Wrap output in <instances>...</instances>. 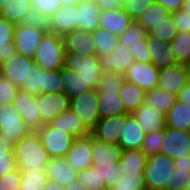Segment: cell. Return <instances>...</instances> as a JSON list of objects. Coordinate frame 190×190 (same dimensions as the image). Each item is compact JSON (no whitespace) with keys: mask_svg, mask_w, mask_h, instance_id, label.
<instances>
[{"mask_svg":"<svg viewBox=\"0 0 190 190\" xmlns=\"http://www.w3.org/2000/svg\"><path fill=\"white\" fill-rule=\"evenodd\" d=\"M37 100L42 126L70 109V98L65 93H41L37 96Z\"/></svg>","mask_w":190,"mask_h":190,"instance_id":"30bf717a","label":"cell"},{"mask_svg":"<svg viewBox=\"0 0 190 190\" xmlns=\"http://www.w3.org/2000/svg\"><path fill=\"white\" fill-rule=\"evenodd\" d=\"M159 70L152 63L134 62L124 74V79L145 91L152 90L158 87Z\"/></svg>","mask_w":190,"mask_h":190,"instance_id":"4fadbf2b","label":"cell"},{"mask_svg":"<svg viewBox=\"0 0 190 190\" xmlns=\"http://www.w3.org/2000/svg\"><path fill=\"white\" fill-rule=\"evenodd\" d=\"M13 106L21 114L22 119L33 131L42 127V120L38 109L37 96L19 88L14 98Z\"/></svg>","mask_w":190,"mask_h":190,"instance_id":"5bb4252c","label":"cell"},{"mask_svg":"<svg viewBox=\"0 0 190 190\" xmlns=\"http://www.w3.org/2000/svg\"><path fill=\"white\" fill-rule=\"evenodd\" d=\"M99 93L90 89L70 99V109L80 118L84 126L91 132L99 121Z\"/></svg>","mask_w":190,"mask_h":190,"instance_id":"277c9868","label":"cell"},{"mask_svg":"<svg viewBox=\"0 0 190 190\" xmlns=\"http://www.w3.org/2000/svg\"><path fill=\"white\" fill-rule=\"evenodd\" d=\"M190 184V168L175 166L171 182H167L165 190H186Z\"/></svg>","mask_w":190,"mask_h":190,"instance_id":"681fc988","label":"cell"},{"mask_svg":"<svg viewBox=\"0 0 190 190\" xmlns=\"http://www.w3.org/2000/svg\"><path fill=\"white\" fill-rule=\"evenodd\" d=\"M177 100V96L160 88L146 91V102L148 105L167 113Z\"/></svg>","mask_w":190,"mask_h":190,"instance_id":"e575fe53","label":"cell"},{"mask_svg":"<svg viewBox=\"0 0 190 190\" xmlns=\"http://www.w3.org/2000/svg\"><path fill=\"white\" fill-rule=\"evenodd\" d=\"M48 20L49 32L59 36L77 29V4L61 5Z\"/></svg>","mask_w":190,"mask_h":190,"instance_id":"d6986e66","label":"cell"},{"mask_svg":"<svg viewBox=\"0 0 190 190\" xmlns=\"http://www.w3.org/2000/svg\"><path fill=\"white\" fill-rule=\"evenodd\" d=\"M97 0H77L78 3H86V2H96Z\"/></svg>","mask_w":190,"mask_h":190,"instance_id":"89a4df30","label":"cell"},{"mask_svg":"<svg viewBox=\"0 0 190 190\" xmlns=\"http://www.w3.org/2000/svg\"><path fill=\"white\" fill-rule=\"evenodd\" d=\"M48 181L47 170H21L19 190H42Z\"/></svg>","mask_w":190,"mask_h":190,"instance_id":"74e56055","label":"cell"},{"mask_svg":"<svg viewBox=\"0 0 190 190\" xmlns=\"http://www.w3.org/2000/svg\"><path fill=\"white\" fill-rule=\"evenodd\" d=\"M120 96L127 113H133L146 102V91L127 80L123 82Z\"/></svg>","mask_w":190,"mask_h":190,"instance_id":"f546056e","label":"cell"},{"mask_svg":"<svg viewBox=\"0 0 190 190\" xmlns=\"http://www.w3.org/2000/svg\"><path fill=\"white\" fill-rule=\"evenodd\" d=\"M186 190H190V184L187 186Z\"/></svg>","mask_w":190,"mask_h":190,"instance_id":"753ad0ef","label":"cell"},{"mask_svg":"<svg viewBox=\"0 0 190 190\" xmlns=\"http://www.w3.org/2000/svg\"><path fill=\"white\" fill-rule=\"evenodd\" d=\"M99 27L114 34H122L133 22L123 8L101 11Z\"/></svg>","mask_w":190,"mask_h":190,"instance_id":"d4e9b609","label":"cell"},{"mask_svg":"<svg viewBox=\"0 0 190 190\" xmlns=\"http://www.w3.org/2000/svg\"><path fill=\"white\" fill-rule=\"evenodd\" d=\"M170 43L176 63L186 65L190 61V32H178Z\"/></svg>","mask_w":190,"mask_h":190,"instance_id":"ab89813d","label":"cell"},{"mask_svg":"<svg viewBox=\"0 0 190 190\" xmlns=\"http://www.w3.org/2000/svg\"><path fill=\"white\" fill-rule=\"evenodd\" d=\"M92 134L74 138L73 144L65 158L68 164L76 171H81L93 166L91 156Z\"/></svg>","mask_w":190,"mask_h":190,"instance_id":"2e32d148","label":"cell"},{"mask_svg":"<svg viewBox=\"0 0 190 190\" xmlns=\"http://www.w3.org/2000/svg\"><path fill=\"white\" fill-rule=\"evenodd\" d=\"M46 32V30L38 27L17 24L13 39L16 51L33 59L41 39Z\"/></svg>","mask_w":190,"mask_h":190,"instance_id":"ba28073f","label":"cell"},{"mask_svg":"<svg viewBox=\"0 0 190 190\" xmlns=\"http://www.w3.org/2000/svg\"><path fill=\"white\" fill-rule=\"evenodd\" d=\"M21 89L38 96L42 93V68L35 65L28 76V84H22Z\"/></svg>","mask_w":190,"mask_h":190,"instance_id":"f907efd6","label":"cell"},{"mask_svg":"<svg viewBox=\"0 0 190 190\" xmlns=\"http://www.w3.org/2000/svg\"><path fill=\"white\" fill-rule=\"evenodd\" d=\"M14 145L11 137L0 134V177L17 168L13 155Z\"/></svg>","mask_w":190,"mask_h":190,"instance_id":"d590c367","label":"cell"},{"mask_svg":"<svg viewBox=\"0 0 190 190\" xmlns=\"http://www.w3.org/2000/svg\"><path fill=\"white\" fill-rule=\"evenodd\" d=\"M33 7L48 19L61 7V0H31Z\"/></svg>","mask_w":190,"mask_h":190,"instance_id":"9f6ffc18","label":"cell"},{"mask_svg":"<svg viewBox=\"0 0 190 190\" xmlns=\"http://www.w3.org/2000/svg\"><path fill=\"white\" fill-rule=\"evenodd\" d=\"M181 9L190 13V0H184V3Z\"/></svg>","mask_w":190,"mask_h":190,"instance_id":"003e7915","label":"cell"},{"mask_svg":"<svg viewBox=\"0 0 190 190\" xmlns=\"http://www.w3.org/2000/svg\"><path fill=\"white\" fill-rule=\"evenodd\" d=\"M96 3L100 11L123 8V0H97Z\"/></svg>","mask_w":190,"mask_h":190,"instance_id":"91938a15","label":"cell"},{"mask_svg":"<svg viewBox=\"0 0 190 190\" xmlns=\"http://www.w3.org/2000/svg\"><path fill=\"white\" fill-rule=\"evenodd\" d=\"M13 155L21 170H47L50 159L37 131L15 143Z\"/></svg>","mask_w":190,"mask_h":190,"instance_id":"6da1fadb","label":"cell"},{"mask_svg":"<svg viewBox=\"0 0 190 190\" xmlns=\"http://www.w3.org/2000/svg\"><path fill=\"white\" fill-rule=\"evenodd\" d=\"M6 0H0V7L4 4Z\"/></svg>","mask_w":190,"mask_h":190,"instance_id":"8c879c8a","label":"cell"},{"mask_svg":"<svg viewBox=\"0 0 190 190\" xmlns=\"http://www.w3.org/2000/svg\"><path fill=\"white\" fill-rule=\"evenodd\" d=\"M101 11L96 2L77 4V29L93 32L99 27Z\"/></svg>","mask_w":190,"mask_h":190,"instance_id":"83f0119b","label":"cell"},{"mask_svg":"<svg viewBox=\"0 0 190 190\" xmlns=\"http://www.w3.org/2000/svg\"><path fill=\"white\" fill-rule=\"evenodd\" d=\"M146 39L152 55V64L158 69L176 64L175 56L172 53L173 49L171 43L149 35L146 36Z\"/></svg>","mask_w":190,"mask_h":190,"instance_id":"484cf974","label":"cell"},{"mask_svg":"<svg viewBox=\"0 0 190 190\" xmlns=\"http://www.w3.org/2000/svg\"><path fill=\"white\" fill-rule=\"evenodd\" d=\"M37 133L50 158L65 157L75 138L70 133L52 127L50 124L43 125Z\"/></svg>","mask_w":190,"mask_h":190,"instance_id":"5b68a950","label":"cell"},{"mask_svg":"<svg viewBox=\"0 0 190 190\" xmlns=\"http://www.w3.org/2000/svg\"><path fill=\"white\" fill-rule=\"evenodd\" d=\"M62 40L66 53L97 55V47L93 32L75 29L63 35Z\"/></svg>","mask_w":190,"mask_h":190,"instance_id":"e0dca14e","label":"cell"},{"mask_svg":"<svg viewBox=\"0 0 190 190\" xmlns=\"http://www.w3.org/2000/svg\"><path fill=\"white\" fill-rule=\"evenodd\" d=\"M42 190H64V187L49 180Z\"/></svg>","mask_w":190,"mask_h":190,"instance_id":"03108f58","label":"cell"},{"mask_svg":"<svg viewBox=\"0 0 190 190\" xmlns=\"http://www.w3.org/2000/svg\"><path fill=\"white\" fill-rule=\"evenodd\" d=\"M93 37L96 42L98 56L111 54L119 43V35L100 27L93 31Z\"/></svg>","mask_w":190,"mask_h":190,"instance_id":"8d00e7d4","label":"cell"},{"mask_svg":"<svg viewBox=\"0 0 190 190\" xmlns=\"http://www.w3.org/2000/svg\"><path fill=\"white\" fill-rule=\"evenodd\" d=\"M135 62L152 63V55L148 44H136L130 47Z\"/></svg>","mask_w":190,"mask_h":190,"instance_id":"680465c9","label":"cell"},{"mask_svg":"<svg viewBox=\"0 0 190 190\" xmlns=\"http://www.w3.org/2000/svg\"><path fill=\"white\" fill-rule=\"evenodd\" d=\"M19 88L9 79L0 75V106L5 104L13 105Z\"/></svg>","mask_w":190,"mask_h":190,"instance_id":"db71d44e","label":"cell"},{"mask_svg":"<svg viewBox=\"0 0 190 190\" xmlns=\"http://www.w3.org/2000/svg\"><path fill=\"white\" fill-rule=\"evenodd\" d=\"M189 79L186 65L179 63L169 65L159 70L158 88L177 96Z\"/></svg>","mask_w":190,"mask_h":190,"instance_id":"7c38bea8","label":"cell"},{"mask_svg":"<svg viewBox=\"0 0 190 190\" xmlns=\"http://www.w3.org/2000/svg\"><path fill=\"white\" fill-rule=\"evenodd\" d=\"M65 53L62 36L48 31L42 37L33 59L43 69L58 70L64 67Z\"/></svg>","mask_w":190,"mask_h":190,"instance_id":"7a4b0ae2","label":"cell"},{"mask_svg":"<svg viewBox=\"0 0 190 190\" xmlns=\"http://www.w3.org/2000/svg\"><path fill=\"white\" fill-rule=\"evenodd\" d=\"M33 7L31 0H6L0 7V18L15 25L20 24L23 16Z\"/></svg>","mask_w":190,"mask_h":190,"instance_id":"d6a6232c","label":"cell"},{"mask_svg":"<svg viewBox=\"0 0 190 190\" xmlns=\"http://www.w3.org/2000/svg\"><path fill=\"white\" fill-rule=\"evenodd\" d=\"M178 34V29L174 24L172 17L168 21H158L147 30V35L154 38L162 39L166 42H171Z\"/></svg>","mask_w":190,"mask_h":190,"instance_id":"7bdbcfd3","label":"cell"},{"mask_svg":"<svg viewBox=\"0 0 190 190\" xmlns=\"http://www.w3.org/2000/svg\"><path fill=\"white\" fill-rule=\"evenodd\" d=\"M21 169L18 167L0 177V190H19Z\"/></svg>","mask_w":190,"mask_h":190,"instance_id":"11a10c76","label":"cell"},{"mask_svg":"<svg viewBox=\"0 0 190 190\" xmlns=\"http://www.w3.org/2000/svg\"><path fill=\"white\" fill-rule=\"evenodd\" d=\"M124 75L116 72L101 73L96 86V91L101 92H120L124 82Z\"/></svg>","mask_w":190,"mask_h":190,"instance_id":"f6af8a7d","label":"cell"},{"mask_svg":"<svg viewBox=\"0 0 190 190\" xmlns=\"http://www.w3.org/2000/svg\"><path fill=\"white\" fill-rule=\"evenodd\" d=\"M177 99L190 106V79L187 84L179 91Z\"/></svg>","mask_w":190,"mask_h":190,"instance_id":"6125c7cd","label":"cell"},{"mask_svg":"<svg viewBox=\"0 0 190 190\" xmlns=\"http://www.w3.org/2000/svg\"><path fill=\"white\" fill-rule=\"evenodd\" d=\"M61 78L64 84L63 93L70 99L90 89H96L99 80H87L81 73L66 67L61 68Z\"/></svg>","mask_w":190,"mask_h":190,"instance_id":"7402d4cb","label":"cell"},{"mask_svg":"<svg viewBox=\"0 0 190 190\" xmlns=\"http://www.w3.org/2000/svg\"><path fill=\"white\" fill-rule=\"evenodd\" d=\"M124 123L125 114L100 118L91 134L98 141L119 144Z\"/></svg>","mask_w":190,"mask_h":190,"instance_id":"ac0fdd59","label":"cell"},{"mask_svg":"<svg viewBox=\"0 0 190 190\" xmlns=\"http://www.w3.org/2000/svg\"><path fill=\"white\" fill-rule=\"evenodd\" d=\"M52 127L70 133L73 137H82L91 132L84 126L77 114L71 109L60 113L50 123Z\"/></svg>","mask_w":190,"mask_h":190,"instance_id":"4316f807","label":"cell"},{"mask_svg":"<svg viewBox=\"0 0 190 190\" xmlns=\"http://www.w3.org/2000/svg\"><path fill=\"white\" fill-rule=\"evenodd\" d=\"M99 116L100 118L114 117L128 114L120 96V92L99 93Z\"/></svg>","mask_w":190,"mask_h":190,"instance_id":"f1b7e54d","label":"cell"},{"mask_svg":"<svg viewBox=\"0 0 190 190\" xmlns=\"http://www.w3.org/2000/svg\"><path fill=\"white\" fill-rule=\"evenodd\" d=\"M122 152L119 144L98 141L92 135L93 166H111L120 161Z\"/></svg>","mask_w":190,"mask_h":190,"instance_id":"44dd1931","label":"cell"},{"mask_svg":"<svg viewBox=\"0 0 190 190\" xmlns=\"http://www.w3.org/2000/svg\"><path fill=\"white\" fill-rule=\"evenodd\" d=\"M64 67L81 73L87 80H99L101 76L99 56L65 53Z\"/></svg>","mask_w":190,"mask_h":190,"instance_id":"9a60e30c","label":"cell"},{"mask_svg":"<svg viewBox=\"0 0 190 190\" xmlns=\"http://www.w3.org/2000/svg\"><path fill=\"white\" fill-rule=\"evenodd\" d=\"M47 175L50 181L66 187L77 180L78 171L68 164L65 157H53L47 163Z\"/></svg>","mask_w":190,"mask_h":190,"instance_id":"603a6c76","label":"cell"},{"mask_svg":"<svg viewBox=\"0 0 190 190\" xmlns=\"http://www.w3.org/2000/svg\"><path fill=\"white\" fill-rule=\"evenodd\" d=\"M167 127L190 131V106L178 99L166 113Z\"/></svg>","mask_w":190,"mask_h":190,"instance_id":"1f68e13d","label":"cell"},{"mask_svg":"<svg viewBox=\"0 0 190 190\" xmlns=\"http://www.w3.org/2000/svg\"><path fill=\"white\" fill-rule=\"evenodd\" d=\"M64 190H86L81 183L78 182V180L72 182L68 186L64 187Z\"/></svg>","mask_w":190,"mask_h":190,"instance_id":"e7e4bbea","label":"cell"},{"mask_svg":"<svg viewBox=\"0 0 190 190\" xmlns=\"http://www.w3.org/2000/svg\"><path fill=\"white\" fill-rule=\"evenodd\" d=\"M134 62L135 59L130 48L120 42L111 54L99 56L101 73L116 72L124 75Z\"/></svg>","mask_w":190,"mask_h":190,"instance_id":"8fae6325","label":"cell"},{"mask_svg":"<svg viewBox=\"0 0 190 190\" xmlns=\"http://www.w3.org/2000/svg\"><path fill=\"white\" fill-rule=\"evenodd\" d=\"M16 25L0 18V64L10 59L16 52L13 44Z\"/></svg>","mask_w":190,"mask_h":190,"instance_id":"836d02e7","label":"cell"},{"mask_svg":"<svg viewBox=\"0 0 190 190\" xmlns=\"http://www.w3.org/2000/svg\"><path fill=\"white\" fill-rule=\"evenodd\" d=\"M62 5H74L77 4V0H61Z\"/></svg>","mask_w":190,"mask_h":190,"instance_id":"a7ac6f4b","label":"cell"},{"mask_svg":"<svg viewBox=\"0 0 190 190\" xmlns=\"http://www.w3.org/2000/svg\"><path fill=\"white\" fill-rule=\"evenodd\" d=\"M148 156L141 149L123 150L119 167L122 172L141 173L147 165Z\"/></svg>","mask_w":190,"mask_h":190,"instance_id":"4dcf8cb0","label":"cell"},{"mask_svg":"<svg viewBox=\"0 0 190 190\" xmlns=\"http://www.w3.org/2000/svg\"><path fill=\"white\" fill-rule=\"evenodd\" d=\"M187 66V70H188V73H189V76H190V61L186 64Z\"/></svg>","mask_w":190,"mask_h":190,"instance_id":"2644e50d","label":"cell"},{"mask_svg":"<svg viewBox=\"0 0 190 190\" xmlns=\"http://www.w3.org/2000/svg\"><path fill=\"white\" fill-rule=\"evenodd\" d=\"M160 153L178 158L180 155L190 154V131L166 127L161 143Z\"/></svg>","mask_w":190,"mask_h":190,"instance_id":"9c48e42d","label":"cell"},{"mask_svg":"<svg viewBox=\"0 0 190 190\" xmlns=\"http://www.w3.org/2000/svg\"><path fill=\"white\" fill-rule=\"evenodd\" d=\"M145 132L132 113L125 114L119 145L123 150L141 149Z\"/></svg>","mask_w":190,"mask_h":190,"instance_id":"cb8c5ba5","label":"cell"},{"mask_svg":"<svg viewBox=\"0 0 190 190\" xmlns=\"http://www.w3.org/2000/svg\"><path fill=\"white\" fill-rule=\"evenodd\" d=\"M108 190H147L144 172L127 173L119 177L118 183Z\"/></svg>","mask_w":190,"mask_h":190,"instance_id":"bcb514c9","label":"cell"},{"mask_svg":"<svg viewBox=\"0 0 190 190\" xmlns=\"http://www.w3.org/2000/svg\"><path fill=\"white\" fill-rule=\"evenodd\" d=\"M35 65L34 59L16 51L10 59L1 64L0 75L20 87L22 84H28L30 70Z\"/></svg>","mask_w":190,"mask_h":190,"instance_id":"52a82bcc","label":"cell"},{"mask_svg":"<svg viewBox=\"0 0 190 190\" xmlns=\"http://www.w3.org/2000/svg\"><path fill=\"white\" fill-rule=\"evenodd\" d=\"M164 130L152 131L145 134L141 150L149 157L160 153Z\"/></svg>","mask_w":190,"mask_h":190,"instance_id":"7dc6e473","label":"cell"},{"mask_svg":"<svg viewBox=\"0 0 190 190\" xmlns=\"http://www.w3.org/2000/svg\"><path fill=\"white\" fill-rule=\"evenodd\" d=\"M155 3V0H123V9L133 21H136Z\"/></svg>","mask_w":190,"mask_h":190,"instance_id":"c3c4849f","label":"cell"},{"mask_svg":"<svg viewBox=\"0 0 190 190\" xmlns=\"http://www.w3.org/2000/svg\"><path fill=\"white\" fill-rule=\"evenodd\" d=\"M48 18L40 11L32 7L24 16L20 24L24 26L38 27L43 30L49 31Z\"/></svg>","mask_w":190,"mask_h":190,"instance_id":"816d5d0a","label":"cell"},{"mask_svg":"<svg viewBox=\"0 0 190 190\" xmlns=\"http://www.w3.org/2000/svg\"><path fill=\"white\" fill-rule=\"evenodd\" d=\"M132 114L145 133L164 130L167 127L166 113L148 105L147 103L142 104Z\"/></svg>","mask_w":190,"mask_h":190,"instance_id":"ffe728a7","label":"cell"},{"mask_svg":"<svg viewBox=\"0 0 190 190\" xmlns=\"http://www.w3.org/2000/svg\"><path fill=\"white\" fill-rule=\"evenodd\" d=\"M175 161L171 157L157 153L149 156L144 169L147 190H165L167 182L172 181Z\"/></svg>","mask_w":190,"mask_h":190,"instance_id":"3957f363","label":"cell"},{"mask_svg":"<svg viewBox=\"0 0 190 190\" xmlns=\"http://www.w3.org/2000/svg\"><path fill=\"white\" fill-rule=\"evenodd\" d=\"M32 132L33 130L13 105L0 106V134L11 137L14 143H17Z\"/></svg>","mask_w":190,"mask_h":190,"instance_id":"8992f818","label":"cell"},{"mask_svg":"<svg viewBox=\"0 0 190 190\" xmlns=\"http://www.w3.org/2000/svg\"><path fill=\"white\" fill-rule=\"evenodd\" d=\"M175 166L190 168V154H186V156L180 155L178 158L174 159Z\"/></svg>","mask_w":190,"mask_h":190,"instance_id":"be15d7a7","label":"cell"},{"mask_svg":"<svg viewBox=\"0 0 190 190\" xmlns=\"http://www.w3.org/2000/svg\"><path fill=\"white\" fill-rule=\"evenodd\" d=\"M171 17L174 21L178 32H190V13L179 9L171 12Z\"/></svg>","mask_w":190,"mask_h":190,"instance_id":"6f0895ef","label":"cell"},{"mask_svg":"<svg viewBox=\"0 0 190 190\" xmlns=\"http://www.w3.org/2000/svg\"><path fill=\"white\" fill-rule=\"evenodd\" d=\"M98 171L102 179H104L108 189L118 183L119 177H124L125 175V173L120 170L119 162H116L111 166H98Z\"/></svg>","mask_w":190,"mask_h":190,"instance_id":"f5cc1de1","label":"cell"},{"mask_svg":"<svg viewBox=\"0 0 190 190\" xmlns=\"http://www.w3.org/2000/svg\"><path fill=\"white\" fill-rule=\"evenodd\" d=\"M77 180L86 190H108L104 179H102L98 171V166L78 171Z\"/></svg>","mask_w":190,"mask_h":190,"instance_id":"60d3db41","label":"cell"},{"mask_svg":"<svg viewBox=\"0 0 190 190\" xmlns=\"http://www.w3.org/2000/svg\"><path fill=\"white\" fill-rule=\"evenodd\" d=\"M155 2L161 4L170 12H174L182 8L184 0H155Z\"/></svg>","mask_w":190,"mask_h":190,"instance_id":"94428289","label":"cell"},{"mask_svg":"<svg viewBox=\"0 0 190 190\" xmlns=\"http://www.w3.org/2000/svg\"><path fill=\"white\" fill-rule=\"evenodd\" d=\"M171 17V12L165 9L161 4H153L145 11L136 22L146 31L158 21H168Z\"/></svg>","mask_w":190,"mask_h":190,"instance_id":"f35d334b","label":"cell"},{"mask_svg":"<svg viewBox=\"0 0 190 190\" xmlns=\"http://www.w3.org/2000/svg\"><path fill=\"white\" fill-rule=\"evenodd\" d=\"M147 31L142 28L136 21H133L130 26L119 35V42L127 48L136 44H148Z\"/></svg>","mask_w":190,"mask_h":190,"instance_id":"b9f144b4","label":"cell"},{"mask_svg":"<svg viewBox=\"0 0 190 190\" xmlns=\"http://www.w3.org/2000/svg\"><path fill=\"white\" fill-rule=\"evenodd\" d=\"M63 89L61 69L49 70L42 68V93H63Z\"/></svg>","mask_w":190,"mask_h":190,"instance_id":"ee69618b","label":"cell"}]
</instances>
